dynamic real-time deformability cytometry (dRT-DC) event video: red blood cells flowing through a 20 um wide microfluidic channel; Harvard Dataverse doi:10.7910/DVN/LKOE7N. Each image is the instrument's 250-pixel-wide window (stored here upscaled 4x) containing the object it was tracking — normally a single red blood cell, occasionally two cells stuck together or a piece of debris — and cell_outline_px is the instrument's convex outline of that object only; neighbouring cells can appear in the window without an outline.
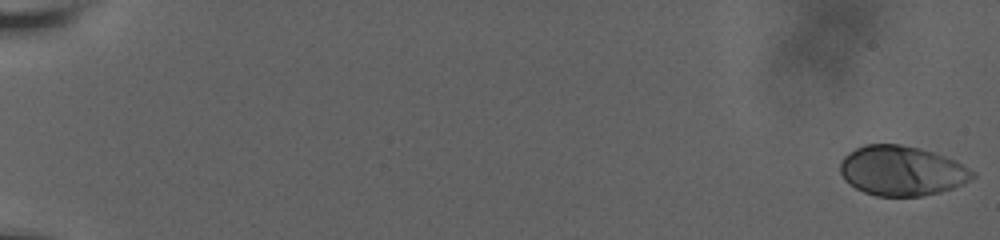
{"species": "human", "species_latin": "Homo sapiens", "temperature_condition": "room temperature", "stored_images_in_passage": 61, "camera_frame_rate_fps": 3000, "um_per_image_px": 0.085, "donor": {"sex": "male"}, "frame": {"image": 1, "passage_image": 1, "time_ms": 0.0, "image_size_px": [1000, 240], "cell_outline_px": [[976, 176], [964, 184], [940, 192], [920, 196], [876, 196], [864, 192], [856, 188], [844, 180], [840, 172], [840, 160], [848, 152], [864, 144], [900, 144], [920, 148], [956, 160], [976, 172]], "centroid_in_image_um": [76.65, 14.51], "position_along_channel_um": 8.3, "area_um2": 38.67}}
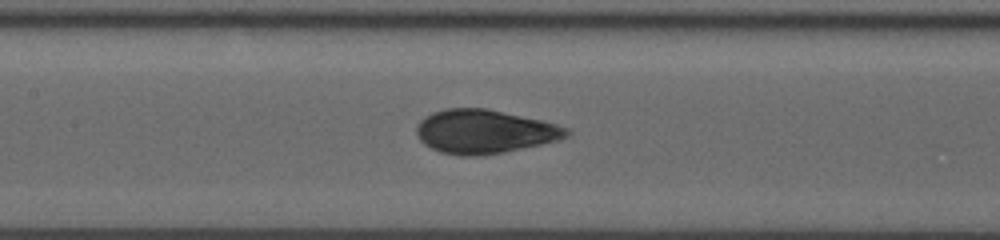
{"frame": {"image": 2, "passage_image": 32, "time_ms": 10.333, "image_size_px": [1000, 240], "cell_outline_px": [[572, 132], [568, 136], [560, 140], [504, 152], [484, 156], [460, 156], [440, 152], [424, 144], [420, 140], [416, 132], [416, 124], [420, 120], [432, 112], [444, 108], [488, 108], [540, 120], [556, 124], [568, 128]], "centroid_in_image_um": [41.17, 11.18], "position_along_channel_um": 166.2, "area_um2": 38.55}}
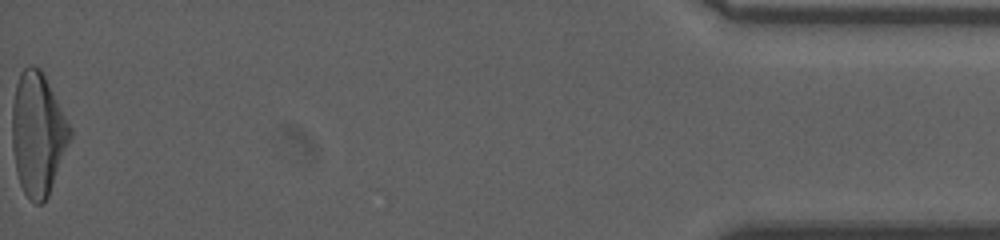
{"frame": {"image": 3, "passage_image": 61, "time_ms": 20.0, "image_size_px": [1000, 240], "cell_outline_px": [[72, 136], [48, 196], [40, 204], [36, 204], [24, 192], [20, 184], [16, 172], [12, 148], [12, 104], [16, 84], [20, 72], [28, 64], [32, 64], [40, 68], [72, 128]], "centroid_in_image_um": [3.21, 11.36], "position_along_channel_um": 432.0, "area_um2": 41.38}, "authors_computed_cell_mechanics": {"area_um2": 38.3214, "velocity_mm_per_s": 3.6471, "shape_relaxation_time_tau1_ms": 5.6197, "shape_relaxation_time_tau2_ms": null, "deformation_change_tau1": 0.2218, "deformation_change_tau2": null}}